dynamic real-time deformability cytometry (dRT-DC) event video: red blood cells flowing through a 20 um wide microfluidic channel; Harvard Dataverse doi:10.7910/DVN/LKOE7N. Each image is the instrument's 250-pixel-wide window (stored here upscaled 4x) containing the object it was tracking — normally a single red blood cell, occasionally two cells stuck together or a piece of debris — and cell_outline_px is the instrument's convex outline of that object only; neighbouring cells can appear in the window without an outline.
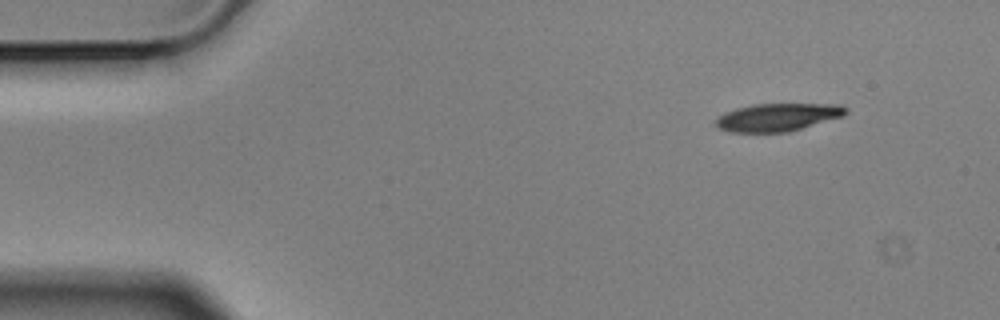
{"species": "Egyptian fruit bat (a non-hibernating species)", "species_latin": "Rousettus aegyptiacus", "temperature_condition": "cold", "stored_images_in_passage": 3, "camera_frame_rate_fps": 3000, "um_per_image_px": 0.085, "animal": {"sex": "male"}, "frame": {"image": 1, "passage_image": 1, "time_ms": 0.0, "image_size_px": [1000, 320], "cell_outline_px": [[848, 112], [844, 116], [788, 132], [728, 132], [716, 128], [716, 116], [724, 112], [736, 108], [752, 104], [840, 104], [848, 108]], "centroid_in_image_um": [66.08, 9.96], "position_along_channel_um": 18.9, "area_um2": 21.33}}